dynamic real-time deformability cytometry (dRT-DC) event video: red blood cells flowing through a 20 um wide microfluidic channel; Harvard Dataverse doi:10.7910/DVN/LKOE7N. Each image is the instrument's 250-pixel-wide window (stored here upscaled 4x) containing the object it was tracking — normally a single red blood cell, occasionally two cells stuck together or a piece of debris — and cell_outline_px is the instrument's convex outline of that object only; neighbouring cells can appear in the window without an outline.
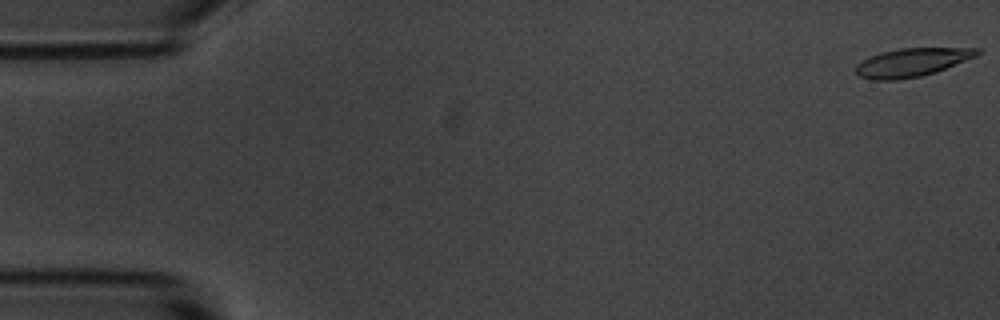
{"species": "common noctule bat (a hibernating species)", "species_latin": "Nyctalus noctula", "temperature_condition": "room temperature", "stored_images_in_passage": 7, "camera_frame_rate_fps": 3000, "um_per_image_px": 0.085, "animal": {"sex": "male", "body_mass_g": 20.1, "forearm_length_mm": 53.5}, "frame": {"image": 1, "passage_image": 1, "time_ms": 0.0, "image_size_px": [1000, 320], "cell_outline_px": [[980, 52], [976, 56], [936, 72], [920, 76], [896, 80], [872, 80], [860, 76], [856, 72], [856, 64], [880, 52], [900, 48], [980, 48]], "centroid_in_image_um": [77.51, 5.3], "position_along_channel_um": 7.5, "area_um2": 19.88}}